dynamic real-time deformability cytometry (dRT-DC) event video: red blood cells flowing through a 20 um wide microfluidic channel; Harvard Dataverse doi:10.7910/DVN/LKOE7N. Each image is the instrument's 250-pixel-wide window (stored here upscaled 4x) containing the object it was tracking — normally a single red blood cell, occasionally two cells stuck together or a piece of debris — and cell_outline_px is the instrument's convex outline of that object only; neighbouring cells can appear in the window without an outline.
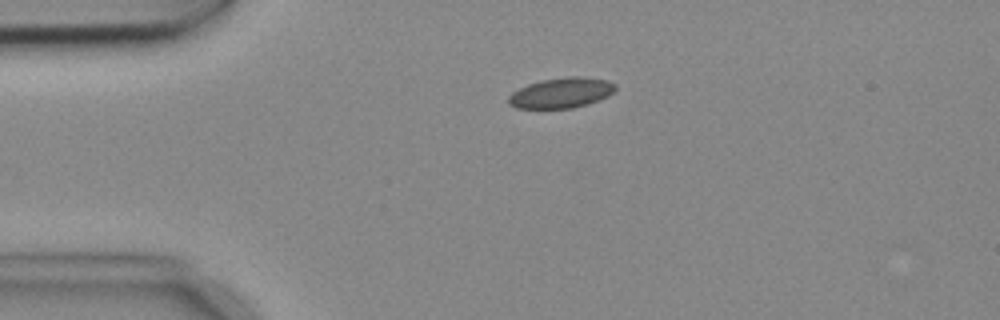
{"species": "common noctule bat (a hibernating species)", "species_latin": "Nyctalus noctula", "temperature_condition": "cold", "stored_images_in_passage": 2, "camera_frame_rate_fps": 3000, "um_per_image_px": 0.085, "animal": {"sex": "female", "body_mass_g": 18.4}, "frame": {"image": 1, "passage_image": 1, "time_ms": 0.0, "image_size_px": [1000, 320], "cell_outline_px": [[616, 88], [608, 96], [588, 104], [572, 108], [516, 108], [508, 104], [508, 96], [512, 92], [528, 84], [540, 80], [568, 76], [580, 76], [608, 80], [616, 84]], "centroid_in_image_um": [47.7, 7.88], "position_along_channel_um": 37.3, "area_um2": 18.96}}